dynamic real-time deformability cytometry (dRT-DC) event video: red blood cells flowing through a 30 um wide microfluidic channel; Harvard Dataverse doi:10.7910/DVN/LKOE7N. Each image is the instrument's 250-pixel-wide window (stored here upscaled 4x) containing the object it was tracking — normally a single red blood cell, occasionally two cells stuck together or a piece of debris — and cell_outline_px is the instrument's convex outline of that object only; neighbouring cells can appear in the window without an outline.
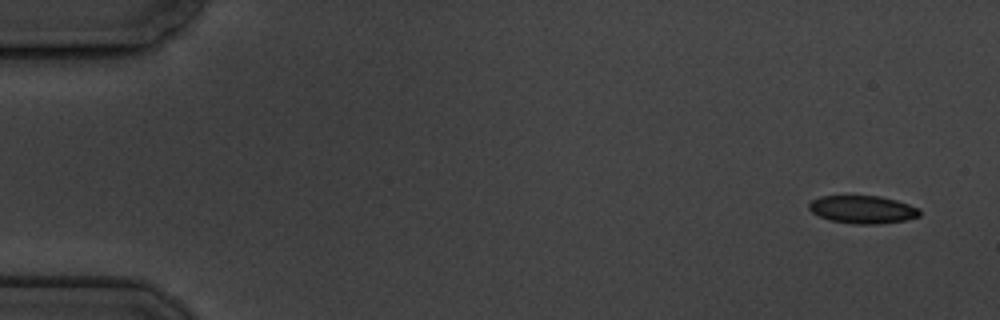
{"species": "common noctule bat (a hibernating species)", "species_latin": "Nyctalus noctula", "temperature_condition": "cold", "stored_images_in_passage": 5, "camera_frame_rate_fps": 3000, "um_per_image_px": 0.085, "animal": {"sex": "male", "body_mass_g": 19.5, "forearm_length_mm": 54.6}, "frame": {"image": 1, "passage_image": 1, "time_ms": 0.0, "image_size_px": [1000, 320], "cell_outline_px": [[920, 216], [904, 220], [876, 224], [852, 224], [828, 220], [812, 212], [808, 208], [808, 204], [812, 200], [820, 196], [880, 196], [896, 200], [920, 208]], "centroid_in_image_um": [73.31, 17.81], "position_along_channel_um": 11.7, "area_um2": 17.98}}